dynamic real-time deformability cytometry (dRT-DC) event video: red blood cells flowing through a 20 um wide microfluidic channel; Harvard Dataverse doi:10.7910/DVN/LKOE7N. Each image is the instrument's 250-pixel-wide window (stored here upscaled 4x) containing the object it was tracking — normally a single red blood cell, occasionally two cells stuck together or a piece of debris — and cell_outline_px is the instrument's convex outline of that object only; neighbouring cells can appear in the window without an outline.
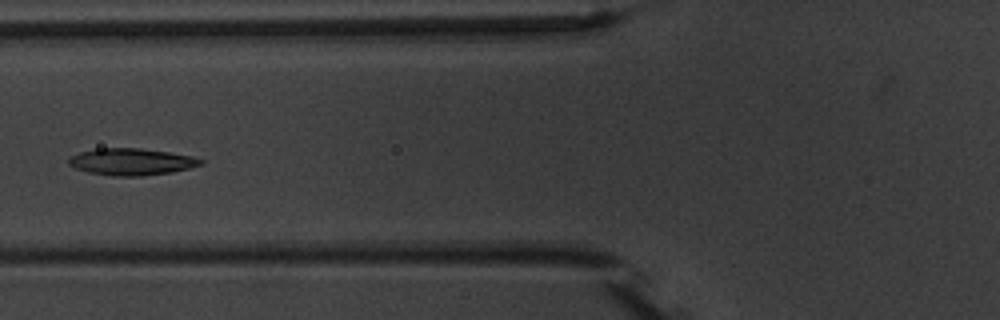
{"species": "common noctule bat (a hibernating species)", "species_latin": "Nyctalus noctula", "temperature_condition": "warm", "stored_images_in_passage": 6, "camera_frame_rate_fps": 3000, "um_per_image_px": 0.085, "animal": {"sex": "male", "body_mass_g": 20.1, "forearm_length_mm": 53.5}, "frame": {"image": 1, "passage_image": 6, "time_ms": 5.667, "image_size_px": [1000, 320], "cell_outline_px": [[204, 164], [172, 172], [144, 176], [112, 176], [88, 172], [76, 168], [68, 164], [68, 160], [72, 156], [80, 152], [96, 148], [140, 148], [168, 152], [192, 156], [204, 160]], "centroid_in_image_um": [11.18, 13.75], "position_along_channel_um": 114.6, "area_um2": 20.63}}